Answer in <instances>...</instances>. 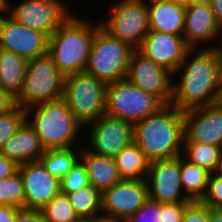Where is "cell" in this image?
<instances>
[{
	"label": "cell",
	"mask_w": 222,
	"mask_h": 222,
	"mask_svg": "<svg viewBox=\"0 0 222 222\" xmlns=\"http://www.w3.org/2000/svg\"><path fill=\"white\" fill-rule=\"evenodd\" d=\"M194 52L196 49L187 52L174 73L180 72V80L172 82L171 104L183 112L217 103L220 92L222 70L216 49Z\"/></svg>",
	"instance_id": "6da1fadb"
},
{
	"label": "cell",
	"mask_w": 222,
	"mask_h": 222,
	"mask_svg": "<svg viewBox=\"0 0 222 222\" xmlns=\"http://www.w3.org/2000/svg\"><path fill=\"white\" fill-rule=\"evenodd\" d=\"M133 136L150 162L181 156L185 137L184 112L172 104H165L136 123Z\"/></svg>",
	"instance_id": "7a4b0ae2"
},
{
	"label": "cell",
	"mask_w": 222,
	"mask_h": 222,
	"mask_svg": "<svg viewBox=\"0 0 222 222\" xmlns=\"http://www.w3.org/2000/svg\"><path fill=\"white\" fill-rule=\"evenodd\" d=\"M70 15L50 36L48 54L64 75L85 72L95 32L100 23L92 24Z\"/></svg>",
	"instance_id": "3957f363"
},
{
	"label": "cell",
	"mask_w": 222,
	"mask_h": 222,
	"mask_svg": "<svg viewBox=\"0 0 222 222\" xmlns=\"http://www.w3.org/2000/svg\"><path fill=\"white\" fill-rule=\"evenodd\" d=\"M25 111L26 120L46 150L73 148L79 133L86 129L63 98L30 106Z\"/></svg>",
	"instance_id": "277c9868"
},
{
	"label": "cell",
	"mask_w": 222,
	"mask_h": 222,
	"mask_svg": "<svg viewBox=\"0 0 222 222\" xmlns=\"http://www.w3.org/2000/svg\"><path fill=\"white\" fill-rule=\"evenodd\" d=\"M135 49L111 36L101 26L95 32L85 72L106 85L125 79Z\"/></svg>",
	"instance_id": "5b68a950"
},
{
	"label": "cell",
	"mask_w": 222,
	"mask_h": 222,
	"mask_svg": "<svg viewBox=\"0 0 222 222\" xmlns=\"http://www.w3.org/2000/svg\"><path fill=\"white\" fill-rule=\"evenodd\" d=\"M64 78L48 53L28 60L22 90L16 97V103L26 109L63 98Z\"/></svg>",
	"instance_id": "8992f818"
},
{
	"label": "cell",
	"mask_w": 222,
	"mask_h": 222,
	"mask_svg": "<svg viewBox=\"0 0 222 222\" xmlns=\"http://www.w3.org/2000/svg\"><path fill=\"white\" fill-rule=\"evenodd\" d=\"M106 86L86 72L65 76L63 99L84 126L105 113Z\"/></svg>",
	"instance_id": "52a82bcc"
},
{
	"label": "cell",
	"mask_w": 222,
	"mask_h": 222,
	"mask_svg": "<svg viewBox=\"0 0 222 222\" xmlns=\"http://www.w3.org/2000/svg\"><path fill=\"white\" fill-rule=\"evenodd\" d=\"M164 105L158 97L137 88L126 78L106 86L105 114L121 118L132 125Z\"/></svg>",
	"instance_id": "ba28073f"
},
{
	"label": "cell",
	"mask_w": 222,
	"mask_h": 222,
	"mask_svg": "<svg viewBox=\"0 0 222 222\" xmlns=\"http://www.w3.org/2000/svg\"><path fill=\"white\" fill-rule=\"evenodd\" d=\"M108 19L100 22L111 36L137 50L150 32L146 0H118L109 9Z\"/></svg>",
	"instance_id": "9c48e42d"
},
{
	"label": "cell",
	"mask_w": 222,
	"mask_h": 222,
	"mask_svg": "<svg viewBox=\"0 0 222 222\" xmlns=\"http://www.w3.org/2000/svg\"><path fill=\"white\" fill-rule=\"evenodd\" d=\"M5 1V15L31 30L44 33L48 38L72 15L68 11L69 5L63 0H23L14 6L11 0Z\"/></svg>",
	"instance_id": "30bf717a"
},
{
	"label": "cell",
	"mask_w": 222,
	"mask_h": 222,
	"mask_svg": "<svg viewBox=\"0 0 222 222\" xmlns=\"http://www.w3.org/2000/svg\"><path fill=\"white\" fill-rule=\"evenodd\" d=\"M85 127L89 132L87 144L91 146L88 150L100 156L114 158L134 141V125L105 113Z\"/></svg>",
	"instance_id": "8fae6325"
},
{
	"label": "cell",
	"mask_w": 222,
	"mask_h": 222,
	"mask_svg": "<svg viewBox=\"0 0 222 222\" xmlns=\"http://www.w3.org/2000/svg\"><path fill=\"white\" fill-rule=\"evenodd\" d=\"M149 199L160 203L190 202L180 176V156L149 163L146 177Z\"/></svg>",
	"instance_id": "7c38bea8"
},
{
	"label": "cell",
	"mask_w": 222,
	"mask_h": 222,
	"mask_svg": "<svg viewBox=\"0 0 222 222\" xmlns=\"http://www.w3.org/2000/svg\"><path fill=\"white\" fill-rule=\"evenodd\" d=\"M148 198L146 180H122L101 193V215L124 222Z\"/></svg>",
	"instance_id": "4fadbf2b"
},
{
	"label": "cell",
	"mask_w": 222,
	"mask_h": 222,
	"mask_svg": "<svg viewBox=\"0 0 222 222\" xmlns=\"http://www.w3.org/2000/svg\"><path fill=\"white\" fill-rule=\"evenodd\" d=\"M173 77L170 71L146 58L138 50L132 52L126 79L144 92L155 95L164 104H171Z\"/></svg>",
	"instance_id": "5bb4252c"
},
{
	"label": "cell",
	"mask_w": 222,
	"mask_h": 222,
	"mask_svg": "<svg viewBox=\"0 0 222 222\" xmlns=\"http://www.w3.org/2000/svg\"><path fill=\"white\" fill-rule=\"evenodd\" d=\"M3 14L0 15V49L14 52L27 60L48 53L49 38L44 33L31 30Z\"/></svg>",
	"instance_id": "9a60e30c"
},
{
	"label": "cell",
	"mask_w": 222,
	"mask_h": 222,
	"mask_svg": "<svg viewBox=\"0 0 222 222\" xmlns=\"http://www.w3.org/2000/svg\"><path fill=\"white\" fill-rule=\"evenodd\" d=\"M184 141L222 148V105L219 103L184 111Z\"/></svg>",
	"instance_id": "2e32d148"
},
{
	"label": "cell",
	"mask_w": 222,
	"mask_h": 222,
	"mask_svg": "<svg viewBox=\"0 0 222 222\" xmlns=\"http://www.w3.org/2000/svg\"><path fill=\"white\" fill-rule=\"evenodd\" d=\"M190 49L181 35L150 31L137 50L174 75Z\"/></svg>",
	"instance_id": "e0dca14e"
},
{
	"label": "cell",
	"mask_w": 222,
	"mask_h": 222,
	"mask_svg": "<svg viewBox=\"0 0 222 222\" xmlns=\"http://www.w3.org/2000/svg\"><path fill=\"white\" fill-rule=\"evenodd\" d=\"M24 186V207L41 209L60 193L59 179L52 176L40 161L19 165Z\"/></svg>",
	"instance_id": "ac0fdd59"
},
{
	"label": "cell",
	"mask_w": 222,
	"mask_h": 222,
	"mask_svg": "<svg viewBox=\"0 0 222 222\" xmlns=\"http://www.w3.org/2000/svg\"><path fill=\"white\" fill-rule=\"evenodd\" d=\"M221 32L222 29L207 0H197L186 7L183 37L191 49H199V44H206V40L218 41Z\"/></svg>",
	"instance_id": "d6986e66"
},
{
	"label": "cell",
	"mask_w": 222,
	"mask_h": 222,
	"mask_svg": "<svg viewBox=\"0 0 222 222\" xmlns=\"http://www.w3.org/2000/svg\"><path fill=\"white\" fill-rule=\"evenodd\" d=\"M0 152L19 166L39 161L46 149L33 127L25 120L17 132L4 143Z\"/></svg>",
	"instance_id": "ffe728a7"
},
{
	"label": "cell",
	"mask_w": 222,
	"mask_h": 222,
	"mask_svg": "<svg viewBox=\"0 0 222 222\" xmlns=\"http://www.w3.org/2000/svg\"><path fill=\"white\" fill-rule=\"evenodd\" d=\"M150 31L183 36L186 8L165 0H146Z\"/></svg>",
	"instance_id": "44dd1931"
},
{
	"label": "cell",
	"mask_w": 222,
	"mask_h": 222,
	"mask_svg": "<svg viewBox=\"0 0 222 222\" xmlns=\"http://www.w3.org/2000/svg\"><path fill=\"white\" fill-rule=\"evenodd\" d=\"M79 150L82 151L80 160L85 165L90 185L93 188L102 193L122 181L114 158L97 155L82 146Z\"/></svg>",
	"instance_id": "7402d4cb"
},
{
	"label": "cell",
	"mask_w": 222,
	"mask_h": 222,
	"mask_svg": "<svg viewBox=\"0 0 222 222\" xmlns=\"http://www.w3.org/2000/svg\"><path fill=\"white\" fill-rule=\"evenodd\" d=\"M28 60L0 49V88L17 97L22 90Z\"/></svg>",
	"instance_id": "603a6c76"
},
{
	"label": "cell",
	"mask_w": 222,
	"mask_h": 222,
	"mask_svg": "<svg viewBox=\"0 0 222 222\" xmlns=\"http://www.w3.org/2000/svg\"><path fill=\"white\" fill-rule=\"evenodd\" d=\"M116 166L122 180H145L150 161L133 141L115 157Z\"/></svg>",
	"instance_id": "cb8c5ba5"
},
{
	"label": "cell",
	"mask_w": 222,
	"mask_h": 222,
	"mask_svg": "<svg viewBox=\"0 0 222 222\" xmlns=\"http://www.w3.org/2000/svg\"><path fill=\"white\" fill-rule=\"evenodd\" d=\"M210 172L180 156V176L184 192L192 200H201L208 188Z\"/></svg>",
	"instance_id": "d4e9b609"
},
{
	"label": "cell",
	"mask_w": 222,
	"mask_h": 222,
	"mask_svg": "<svg viewBox=\"0 0 222 222\" xmlns=\"http://www.w3.org/2000/svg\"><path fill=\"white\" fill-rule=\"evenodd\" d=\"M222 148L206 143L183 142L181 156L188 162L213 173L220 159Z\"/></svg>",
	"instance_id": "484cf974"
},
{
	"label": "cell",
	"mask_w": 222,
	"mask_h": 222,
	"mask_svg": "<svg viewBox=\"0 0 222 222\" xmlns=\"http://www.w3.org/2000/svg\"><path fill=\"white\" fill-rule=\"evenodd\" d=\"M73 148L48 149L40 157V162L44 168L59 180L64 177L80 159L79 150Z\"/></svg>",
	"instance_id": "4316f807"
},
{
	"label": "cell",
	"mask_w": 222,
	"mask_h": 222,
	"mask_svg": "<svg viewBox=\"0 0 222 222\" xmlns=\"http://www.w3.org/2000/svg\"><path fill=\"white\" fill-rule=\"evenodd\" d=\"M81 220L101 216V193L91 185L67 194Z\"/></svg>",
	"instance_id": "83f0119b"
},
{
	"label": "cell",
	"mask_w": 222,
	"mask_h": 222,
	"mask_svg": "<svg viewBox=\"0 0 222 222\" xmlns=\"http://www.w3.org/2000/svg\"><path fill=\"white\" fill-rule=\"evenodd\" d=\"M45 222H79L67 194L58 193L48 204L40 209Z\"/></svg>",
	"instance_id": "f1b7e54d"
},
{
	"label": "cell",
	"mask_w": 222,
	"mask_h": 222,
	"mask_svg": "<svg viewBox=\"0 0 222 222\" xmlns=\"http://www.w3.org/2000/svg\"><path fill=\"white\" fill-rule=\"evenodd\" d=\"M0 204L24 207V186L19 171L9 178L0 179Z\"/></svg>",
	"instance_id": "f546056e"
},
{
	"label": "cell",
	"mask_w": 222,
	"mask_h": 222,
	"mask_svg": "<svg viewBox=\"0 0 222 222\" xmlns=\"http://www.w3.org/2000/svg\"><path fill=\"white\" fill-rule=\"evenodd\" d=\"M25 120L26 111L18 104L9 112L0 114V150Z\"/></svg>",
	"instance_id": "4dcf8cb0"
},
{
	"label": "cell",
	"mask_w": 222,
	"mask_h": 222,
	"mask_svg": "<svg viewBox=\"0 0 222 222\" xmlns=\"http://www.w3.org/2000/svg\"><path fill=\"white\" fill-rule=\"evenodd\" d=\"M60 192L69 194L76 190L90 186V181L84 163L79 159L71 170L59 180Z\"/></svg>",
	"instance_id": "1f68e13d"
},
{
	"label": "cell",
	"mask_w": 222,
	"mask_h": 222,
	"mask_svg": "<svg viewBox=\"0 0 222 222\" xmlns=\"http://www.w3.org/2000/svg\"><path fill=\"white\" fill-rule=\"evenodd\" d=\"M124 222H162V203L148 200Z\"/></svg>",
	"instance_id": "d6a6232c"
},
{
	"label": "cell",
	"mask_w": 222,
	"mask_h": 222,
	"mask_svg": "<svg viewBox=\"0 0 222 222\" xmlns=\"http://www.w3.org/2000/svg\"><path fill=\"white\" fill-rule=\"evenodd\" d=\"M201 201L213 209H222V178L210 174L208 188Z\"/></svg>",
	"instance_id": "836d02e7"
},
{
	"label": "cell",
	"mask_w": 222,
	"mask_h": 222,
	"mask_svg": "<svg viewBox=\"0 0 222 222\" xmlns=\"http://www.w3.org/2000/svg\"><path fill=\"white\" fill-rule=\"evenodd\" d=\"M181 222H209V207L201 200L190 201Z\"/></svg>",
	"instance_id": "e575fe53"
},
{
	"label": "cell",
	"mask_w": 222,
	"mask_h": 222,
	"mask_svg": "<svg viewBox=\"0 0 222 222\" xmlns=\"http://www.w3.org/2000/svg\"><path fill=\"white\" fill-rule=\"evenodd\" d=\"M188 203H162V222H181Z\"/></svg>",
	"instance_id": "d590c367"
},
{
	"label": "cell",
	"mask_w": 222,
	"mask_h": 222,
	"mask_svg": "<svg viewBox=\"0 0 222 222\" xmlns=\"http://www.w3.org/2000/svg\"><path fill=\"white\" fill-rule=\"evenodd\" d=\"M16 222H45L40 209L18 208Z\"/></svg>",
	"instance_id": "8d00e7d4"
},
{
	"label": "cell",
	"mask_w": 222,
	"mask_h": 222,
	"mask_svg": "<svg viewBox=\"0 0 222 222\" xmlns=\"http://www.w3.org/2000/svg\"><path fill=\"white\" fill-rule=\"evenodd\" d=\"M18 165L0 152V179H6L18 172Z\"/></svg>",
	"instance_id": "74e56055"
},
{
	"label": "cell",
	"mask_w": 222,
	"mask_h": 222,
	"mask_svg": "<svg viewBox=\"0 0 222 222\" xmlns=\"http://www.w3.org/2000/svg\"><path fill=\"white\" fill-rule=\"evenodd\" d=\"M16 105V97H14L10 92L0 88V114L9 112Z\"/></svg>",
	"instance_id": "f35d334b"
},
{
	"label": "cell",
	"mask_w": 222,
	"mask_h": 222,
	"mask_svg": "<svg viewBox=\"0 0 222 222\" xmlns=\"http://www.w3.org/2000/svg\"><path fill=\"white\" fill-rule=\"evenodd\" d=\"M18 207L0 204V222H16Z\"/></svg>",
	"instance_id": "ab89813d"
},
{
	"label": "cell",
	"mask_w": 222,
	"mask_h": 222,
	"mask_svg": "<svg viewBox=\"0 0 222 222\" xmlns=\"http://www.w3.org/2000/svg\"><path fill=\"white\" fill-rule=\"evenodd\" d=\"M215 14L217 23L222 29V0H207Z\"/></svg>",
	"instance_id": "60d3db41"
},
{
	"label": "cell",
	"mask_w": 222,
	"mask_h": 222,
	"mask_svg": "<svg viewBox=\"0 0 222 222\" xmlns=\"http://www.w3.org/2000/svg\"><path fill=\"white\" fill-rule=\"evenodd\" d=\"M209 222H222V209L209 207Z\"/></svg>",
	"instance_id": "b9f144b4"
},
{
	"label": "cell",
	"mask_w": 222,
	"mask_h": 222,
	"mask_svg": "<svg viewBox=\"0 0 222 222\" xmlns=\"http://www.w3.org/2000/svg\"><path fill=\"white\" fill-rule=\"evenodd\" d=\"M218 41H219L218 46L215 45V47L214 46L211 47V45L210 46L207 45L206 47H200V48L201 49L202 48H215L217 53H218V56H219L220 66H221V70H222V32H221V35L218 38Z\"/></svg>",
	"instance_id": "7bdbcfd3"
},
{
	"label": "cell",
	"mask_w": 222,
	"mask_h": 222,
	"mask_svg": "<svg viewBox=\"0 0 222 222\" xmlns=\"http://www.w3.org/2000/svg\"><path fill=\"white\" fill-rule=\"evenodd\" d=\"M165 1L171 2L175 5H179V6L186 8L189 5H191L194 1H197V0H165Z\"/></svg>",
	"instance_id": "ee69618b"
},
{
	"label": "cell",
	"mask_w": 222,
	"mask_h": 222,
	"mask_svg": "<svg viewBox=\"0 0 222 222\" xmlns=\"http://www.w3.org/2000/svg\"><path fill=\"white\" fill-rule=\"evenodd\" d=\"M87 222H119L116 220H113L109 217H105V216H98V217H94V218H88Z\"/></svg>",
	"instance_id": "f6af8a7d"
},
{
	"label": "cell",
	"mask_w": 222,
	"mask_h": 222,
	"mask_svg": "<svg viewBox=\"0 0 222 222\" xmlns=\"http://www.w3.org/2000/svg\"><path fill=\"white\" fill-rule=\"evenodd\" d=\"M213 174L222 178V153L220 155V159L217 163V167H216L215 171L213 172Z\"/></svg>",
	"instance_id": "bcb514c9"
},
{
	"label": "cell",
	"mask_w": 222,
	"mask_h": 222,
	"mask_svg": "<svg viewBox=\"0 0 222 222\" xmlns=\"http://www.w3.org/2000/svg\"><path fill=\"white\" fill-rule=\"evenodd\" d=\"M217 103L222 105V73H221V81H220V92H219Z\"/></svg>",
	"instance_id": "7dc6e473"
},
{
	"label": "cell",
	"mask_w": 222,
	"mask_h": 222,
	"mask_svg": "<svg viewBox=\"0 0 222 222\" xmlns=\"http://www.w3.org/2000/svg\"><path fill=\"white\" fill-rule=\"evenodd\" d=\"M5 7H6V1L5 0H0V15L2 13H5Z\"/></svg>",
	"instance_id": "c3c4849f"
},
{
	"label": "cell",
	"mask_w": 222,
	"mask_h": 222,
	"mask_svg": "<svg viewBox=\"0 0 222 222\" xmlns=\"http://www.w3.org/2000/svg\"><path fill=\"white\" fill-rule=\"evenodd\" d=\"M79 222H87V219H84V220H80Z\"/></svg>",
	"instance_id": "681fc988"
}]
</instances>
